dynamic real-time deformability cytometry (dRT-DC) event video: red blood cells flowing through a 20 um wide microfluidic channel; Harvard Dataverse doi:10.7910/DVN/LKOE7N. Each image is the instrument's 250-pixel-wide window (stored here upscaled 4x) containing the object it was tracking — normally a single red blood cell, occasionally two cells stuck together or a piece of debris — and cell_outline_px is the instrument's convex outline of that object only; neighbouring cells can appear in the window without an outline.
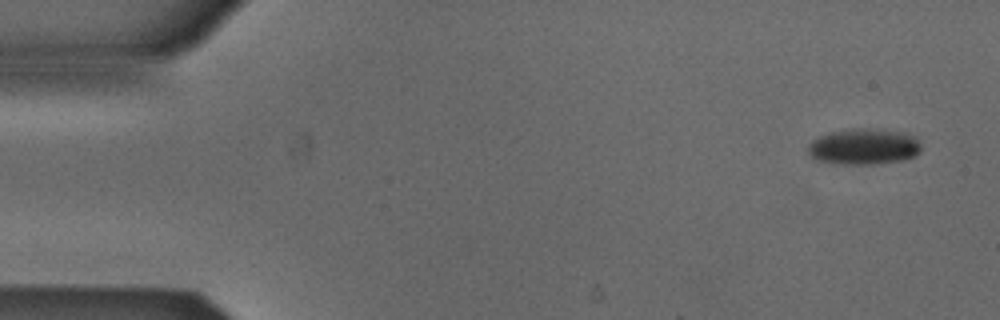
{"species": "Egyptian fruit bat (a non-hibernating species)", "species_latin": "Rousettus aegyptiacus", "temperature_condition": "cold", "stored_images_in_passage": 5, "camera_frame_rate_fps": 3000, "um_per_image_px": 0.085, "animal": {"sex": "male"}, "frame": {"image": 1, "passage_image": 1, "time_ms": 0.0, "image_size_px": [1000, 320], "cell_outline_px": [[920, 152], [916, 156], [904, 160], [872, 164], [832, 164], [812, 160], [808, 152], [808, 144], [816, 136], [832, 132], [852, 128], [864, 128], [904, 132], [912, 136], [920, 144]], "centroid_in_image_um": [73.36, 12.48], "position_along_channel_um": 11.6, "area_um2": 24.04}}
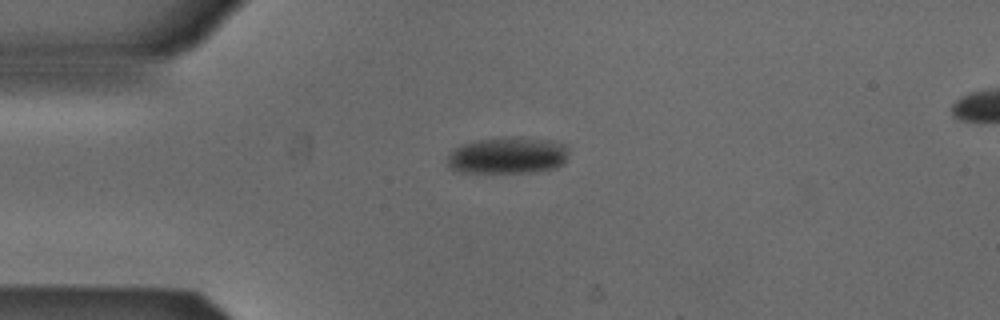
{"frame": {"image": 2, "passage_image": 3, "time_ms": 0.667, "image_size_px": [1000, 320], "cell_outline_px": [[568, 156], [564, 164], [556, 168], [532, 172], [464, 172], [452, 168], [448, 164], [448, 156], [456, 148], [464, 144], [480, 140], [548, 140], [564, 144], [568, 148]], "centroid_in_image_um": [43.21, 13.27], "position_along_channel_um": 41.8, "area_um2": 24.68}}